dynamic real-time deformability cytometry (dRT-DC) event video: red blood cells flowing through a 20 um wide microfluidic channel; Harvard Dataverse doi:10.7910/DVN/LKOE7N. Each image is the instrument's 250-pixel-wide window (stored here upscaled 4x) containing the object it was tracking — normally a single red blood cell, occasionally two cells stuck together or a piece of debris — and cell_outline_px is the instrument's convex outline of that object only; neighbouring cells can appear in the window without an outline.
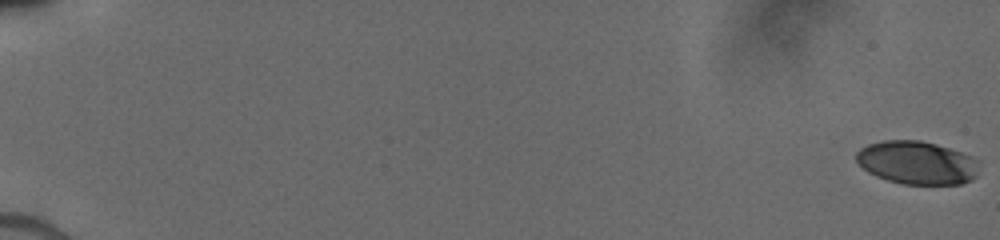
{"species": "human", "species_latin": "Homo sapiens", "temperature_condition": "cold", "stored_images_in_passage": 32, "camera_frame_rate_fps": 3000, "um_per_image_px": 0.085, "donor": {"sex": "male"}, "frame": {"image": 1, "passage_image": 1, "time_ms": 0.0, "image_size_px": [1000, 240], "cell_outline_px": [[980, 160], [976, 176], [972, 180], [960, 184], [904, 184], [888, 180], [876, 176], [868, 172], [856, 160], [856, 152], [860, 148], [868, 144], [884, 140], [920, 140], [936, 144], [972, 156]], "centroid_in_image_um": [77.96, 13.82], "position_along_channel_um": 7.0, "area_um2": 30.98}}
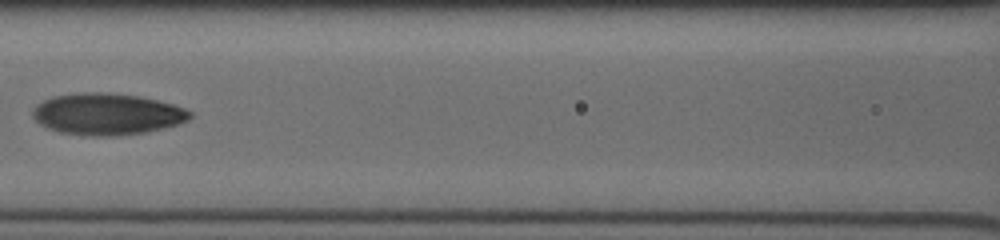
{"frame": {"image": 2, "passage_image": 19, "time_ms": 9.0, "image_size_px": [1000, 240], "cell_outline_px": [[192, 116], [188, 120], [180, 124], [148, 132], [116, 136], [88, 136], [60, 132], [48, 128], [40, 124], [32, 116], [32, 108], [36, 104], [52, 96], [80, 92], [104, 92], [136, 96], [156, 100], [172, 104], [184, 108], [192, 112]], "centroid_in_image_um": [9.09, 9.7], "position_along_channel_um": 157.5, "area_um2": 38.32}}
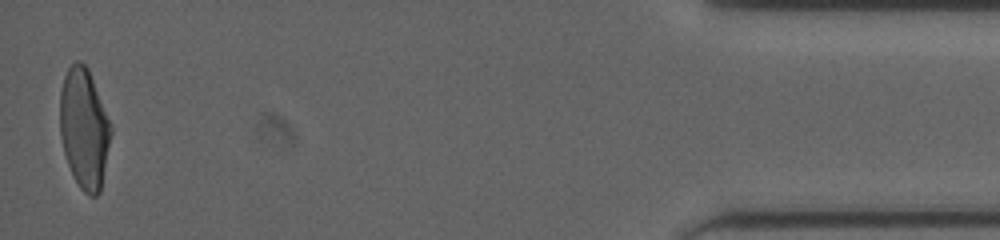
{"frame": {"image": 3, "passage_image": 32, "time_ms": 17.333, "image_size_px": [1000, 240], "cell_outline_px": [[112, 132], [100, 192], [96, 196], [88, 196], [80, 188], [68, 164], [64, 152], [60, 136], [60, 92], [64, 76], [68, 68], [76, 60], [80, 60], [88, 68], [112, 128]], "centroid_in_image_um": [7.15, 10.92], "position_along_channel_um": 428.1, "area_um2": 35.43}}